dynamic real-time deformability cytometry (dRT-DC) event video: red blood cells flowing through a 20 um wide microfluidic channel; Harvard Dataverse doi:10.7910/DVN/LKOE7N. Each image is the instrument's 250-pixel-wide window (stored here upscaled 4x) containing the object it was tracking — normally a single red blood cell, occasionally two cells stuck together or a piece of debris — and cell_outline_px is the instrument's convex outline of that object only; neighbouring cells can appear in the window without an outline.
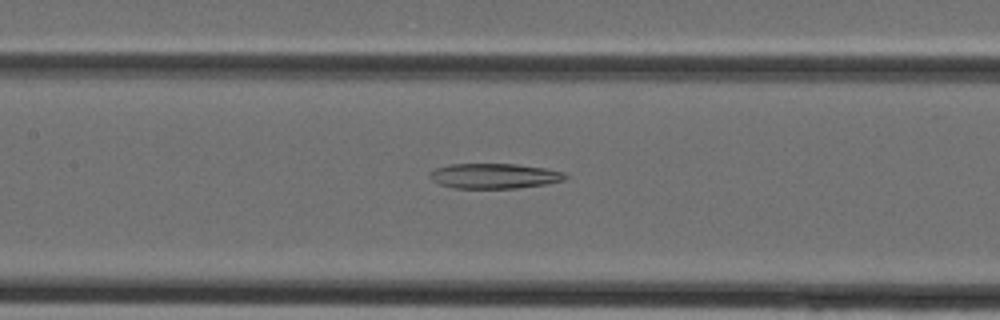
{"species": "Egyptian fruit bat (a non-hibernating species)", "species_latin": "Rousettus aegyptiacus", "temperature_condition": "cold", "stored_images_in_passage": 39, "camera_frame_rate_fps": 3000, "um_per_image_px": 0.085, "animal": {"sex": "female"}, "frame": {"image": 1, "passage_image": 18, "time_ms": 5.667, "image_size_px": [1000, 320], "cell_outline_px": [[568, 176], [564, 180], [548, 184], [516, 188], [452, 188], [440, 184], [432, 180], [428, 176], [428, 172], [436, 168], [448, 164], [516, 164], [544, 168], [564, 172]], "centroid_in_image_um": [41.99, 14.96], "position_along_channel_um": 165.4, "area_um2": 19.94}}
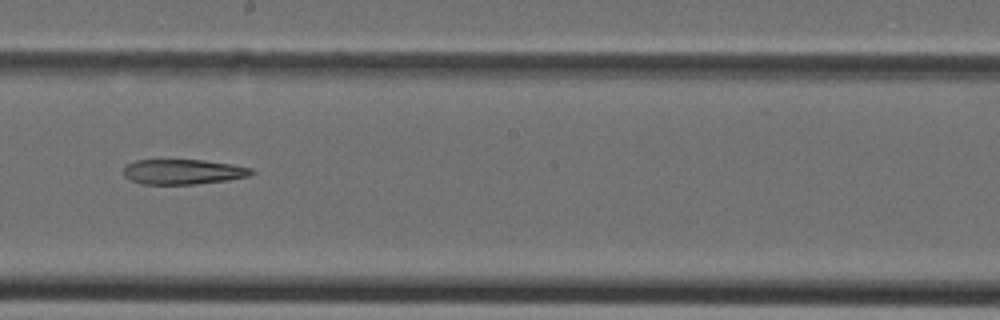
{"frame": {"image": 2, "passage_image": 22, "time_ms": 7.0, "image_size_px": [1000, 320], "cell_outline_px": [[256, 172], [252, 176], [228, 180], [196, 184], [144, 184], [132, 180], [124, 176], [124, 164], [136, 160], [204, 160], [232, 164], [252, 168]], "centroid_in_image_um": [15.61, 14.6], "position_along_channel_um": 232.6, "area_um2": 18.84}}
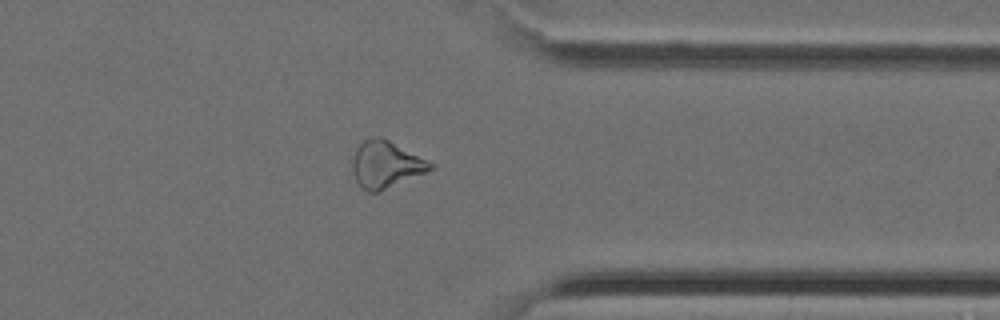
{"frame": {"image": 3, "passage_image": 31, "time_ms": 10.0, "image_size_px": [1000, 320], "cell_outline_px": [[436, 168], [380, 192], [368, 192], [356, 180], [352, 172], [352, 160], [356, 148], [364, 140], [376, 136], [380, 136], [436, 164]], "centroid_in_image_um": [32.82, 13.99], "position_along_channel_um": 378.6, "area_um2": 21.33}}